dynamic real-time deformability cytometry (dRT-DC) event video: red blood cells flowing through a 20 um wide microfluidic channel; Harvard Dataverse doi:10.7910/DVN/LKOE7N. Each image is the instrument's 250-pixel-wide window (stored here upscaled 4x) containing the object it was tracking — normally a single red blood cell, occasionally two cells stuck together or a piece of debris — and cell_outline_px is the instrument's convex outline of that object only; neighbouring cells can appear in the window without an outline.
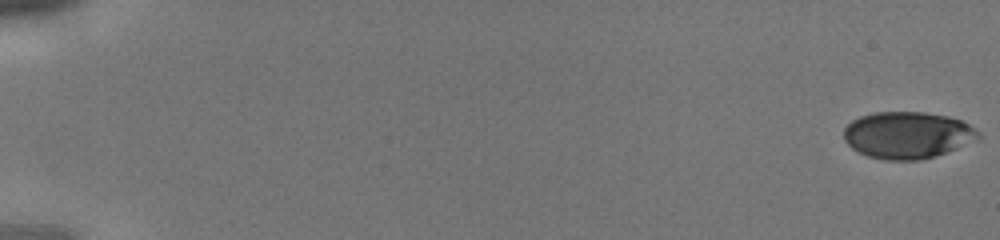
{"species": "human", "species_latin": "Homo sapiens", "temperature_condition": "cold", "stored_images_in_passage": 43, "camera_frame_rate_fps": 3000, "um_per_image_px": 0.085, "donor": {"sex": "male"}, "frame": {"image": 1, "passage_image": 1, "time_ms": 0.0, "image_size_px": [1000, 240], "cell_outline_px": [[976, 132], [952, 148], [944, 152], [932, 156], [912, 160], [896, 160], [872, 156], [860, 152], [852, 148], [848, 144], [844, 136], [844, 128], [852, 120], [876, 112], [920, 112], [944, 116], [960, 120], [972, 128]], "centroid_in_image_um": [76.95, 11.45], "position_along_channel_um": 8.0, "area_um2": 34.51}}
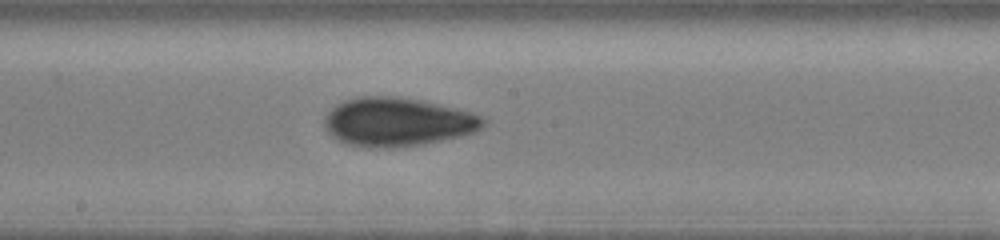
{"frame": {"image": 2, "passage_image": 25, "time_ms": 8.0, "image_size_px": [1000, 240], "cell_outline_px": [[480, 124], [476, 128], [468, 132], [452, 136], [432, 140], [408, 144], [360, 144], [344, 140], [336, 136], [328, 128], [328, 116], [340, 104], [348, 100], [408, 100], [428, 104], [464, 112], [476, 116], [480, 120]], "centroid_in_image_um": [33.75, 10.37], "position_along_channel_um": 214.4, "area_um2": 38.26}}
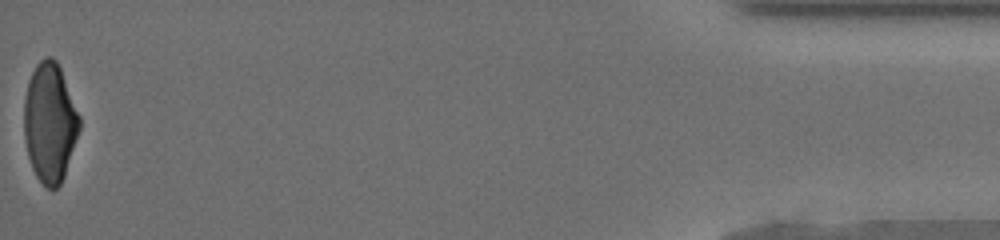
{"frame": {"image": 3, "passage_image": 43, "time_ms": 14.0, "image_size_px": [1000, 240], "cell_outline_px": [[80, 128], [64, 176], [60, 184], [56, 188], [48, 188], [36, 176], [32, 168], [28, 156], [24, 136], [24, 104], [28, 84], [32, 72], [36, 64], [40, 60], [48, 56], [56, 60], [60, 68], [80, 116]], "centroid_in_image_um": [4.23, 10.42], "position_along_channel_um": 431.0, "area_um2": 38.09}}